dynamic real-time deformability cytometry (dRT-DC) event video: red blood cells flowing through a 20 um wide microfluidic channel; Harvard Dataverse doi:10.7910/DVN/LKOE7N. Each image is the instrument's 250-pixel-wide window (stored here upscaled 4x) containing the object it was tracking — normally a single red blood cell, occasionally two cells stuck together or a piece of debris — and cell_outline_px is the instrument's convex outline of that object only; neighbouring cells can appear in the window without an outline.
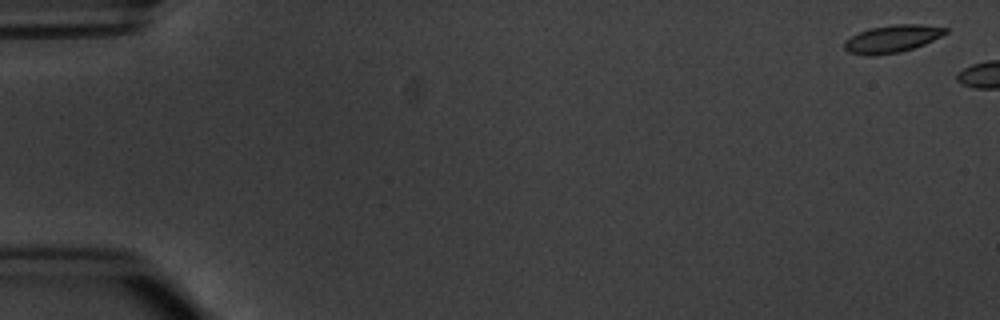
{"species": "common noctule bat (a hibernating species)", "species_latin": "Nyctalus noctula", "temperature_condition": "warm", "stored_images_in_passage": 3, "camera_frame_rate_fps": 3000, "um_per_image_px": 0.085, "animal": {"sex": "male", "body_mass_g": 20.1, "forearm_length_mm": 53.5}, "frame": {"image": 1, "passage_image": 1, "time_ms": 0.0, "image_size_px": [1000, 320], "cell_outline_px": [[948, 32], [924, 44], [900, 52], [872, 56], [848, 52], [844, 48], [844, 40], [860, 32], [872, 28], [892, 24], [920, 24], [948, 28]], "centroid_in_image_um": [75.82, 3.29], "position_along_channel_um": 9.2, "area_um2": 16.01}}